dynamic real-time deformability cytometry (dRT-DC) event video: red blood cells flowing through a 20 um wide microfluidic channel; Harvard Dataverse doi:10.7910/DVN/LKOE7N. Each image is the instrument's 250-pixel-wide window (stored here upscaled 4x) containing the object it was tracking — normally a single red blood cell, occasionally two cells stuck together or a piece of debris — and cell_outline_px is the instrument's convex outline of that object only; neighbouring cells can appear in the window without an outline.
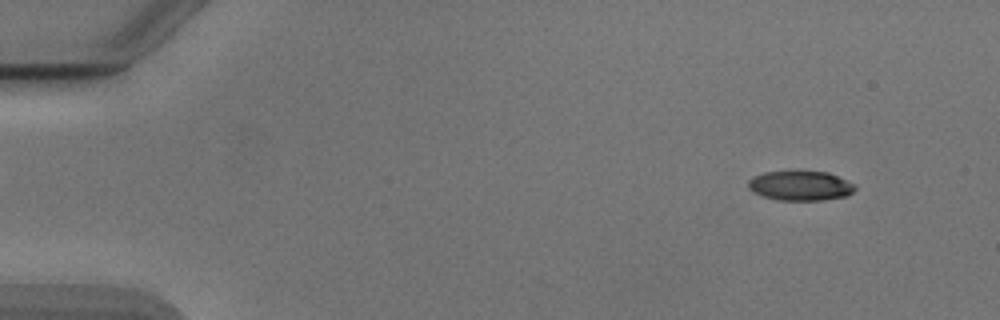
{"species": "Egyptian fruit bat (a non-hibernating species)", "species_latin": "Rousettus aegyptiacus", "temperature_condition": "cold", "stored_images_in_passage": 53, "camera_frame_rate_fps": 3000, "um_per_image_px": 0.085, "animal": {"sex": "male"}, "frame": {"image": 1, "passage_image": 5, "time_ms": 1.333, "image_size_px": [1000, 320], "cell_outline_px": [[856, 188], [848, 196], [824, 200], [780, 200], [764, 196], [752, 192], [748, 188], [748, 180], [764, 172], [792, 168], [828, 172], [852, 184]], "centroid_in_image_um": [67.99, 15.74], "position_along_channel_um": 17.0, "area_um2": 19.02}}
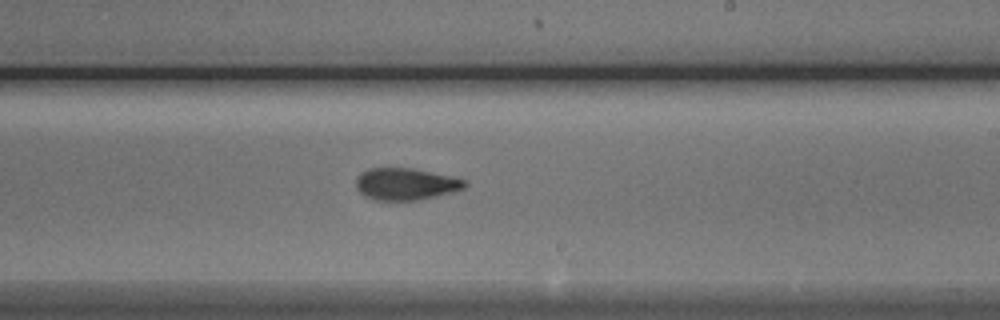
{"frame": {"image": 2, "passage_image": 32, "time_ms": 10.333, "image_size_px": [1000, 320], "cell_outline_px": [[468, 184], [464, 188], [452, 192], [420, 200], [372, 200], [364, 196], [356, 188], [356, 180], [368, 168], [412, 168], [468, 180]], "centroid_in_image_um": [34.5, 15.65], "position_along_channel_um": 254.5, "area_um2": 20.17}}
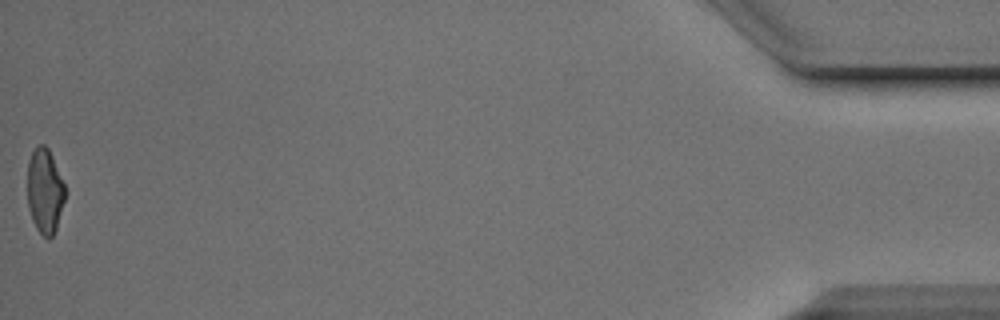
{"frame": {"image": 3, "passage_image": 53, "time_ms": 17.333, "image_size_px": [1000, 320], "cell_outline_px": [[68, 192], [56, 228], [52, 236], [48, 240], [36, 228], [32, 220], [28, 208], [28, 160], [32, 152], [40, 144], [44, 144], [48, 148], [52, 156]], "centroid_in_image_um": [3.83, 16.25], "position_along_channel_um": 431.4, "area_um2": 18.79}, "authors_computed_cell_mechanics": {"area_um2": 20.1144, "velocity_mm_per_s": 3.8895, "shape_relaxation_time_tau1_ms": 3.6777, "shape_relaxation_time_tau2_ms": 1.3704, "deformation_change_tau1": 0.14, "deformation_change_tau2": 0.0793}}